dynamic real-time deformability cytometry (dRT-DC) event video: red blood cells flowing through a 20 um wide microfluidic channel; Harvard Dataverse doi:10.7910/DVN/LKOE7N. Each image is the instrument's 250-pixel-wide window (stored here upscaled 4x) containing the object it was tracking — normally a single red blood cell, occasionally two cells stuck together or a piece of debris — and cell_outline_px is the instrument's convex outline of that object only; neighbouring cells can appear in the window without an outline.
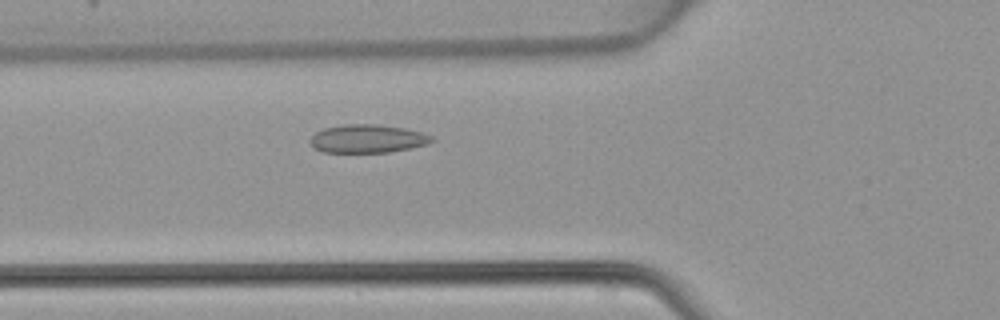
{"species": "common noctule bat (a hibernating species)", "species_latin": "Nyctalus noctula", "temperature_condition": "warm", "stored_images_in_passage": 42, "camera_frame_rate_fps": 3000, "um_per_image_px": 0.085, "animal": {"sex": "female", "body_mass_g": 22.7, "forearm_length_mm": 54.2}, "frame": {"image": 1, "passage_image": 12, "time_ms": 3.667, "image_size_px": [1000, 320], "cell_outline_px": [[436, 140], [428, 144], [412, 148], [388, 152], [324, 152], [312, 148], [308, 140], [316, 132], [324, 128], [344, 124], [376, 124], [404, 128], [420, 132], [432, 136]], "centroid_in_image_um": [31.23, 11.79], "position_along_channel_um": 94.6, "area_um2": 20.17}}
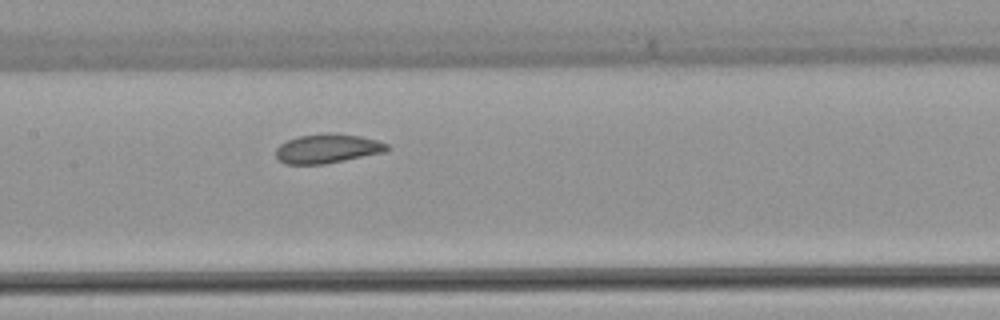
{"frame": {"image": 2, "passage_image": 18, "time_ms": 5.667, "image_size_px": [1000, 320], "cell_outline_px": [[392, 148], [384, 152], [324, 164], [284, 164], [276, 156], [276, 148], [280, 144], [296, 136], [328, 132], [360, 136], [376, 140], [388, 144]], "centroid_in_image_um": [27.83, 12.62], "position_along_channel_um": 179.6, "area_um2": 18.96}}
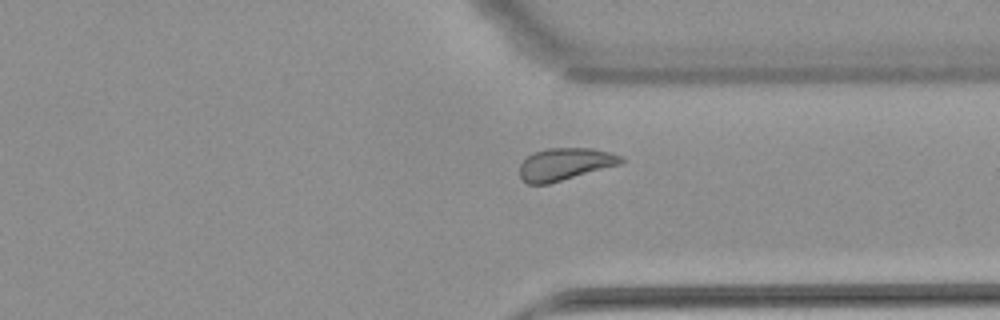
{"frame": {"image": 3, "passage_image": 31, "time_ms": 10.0, "image_size_px": [1000, 320], "cell_outline_px": [[624, 160], [620, 164], [548, 184], [528, 184], [520, 176], [520, 164], [532, 152], [548, 148], [592, 148], [624, 156]], "centroid_in_image_um": [48.02, 13.94], "position_along_channel_um": 363.4, "area_um2": 18.96}}